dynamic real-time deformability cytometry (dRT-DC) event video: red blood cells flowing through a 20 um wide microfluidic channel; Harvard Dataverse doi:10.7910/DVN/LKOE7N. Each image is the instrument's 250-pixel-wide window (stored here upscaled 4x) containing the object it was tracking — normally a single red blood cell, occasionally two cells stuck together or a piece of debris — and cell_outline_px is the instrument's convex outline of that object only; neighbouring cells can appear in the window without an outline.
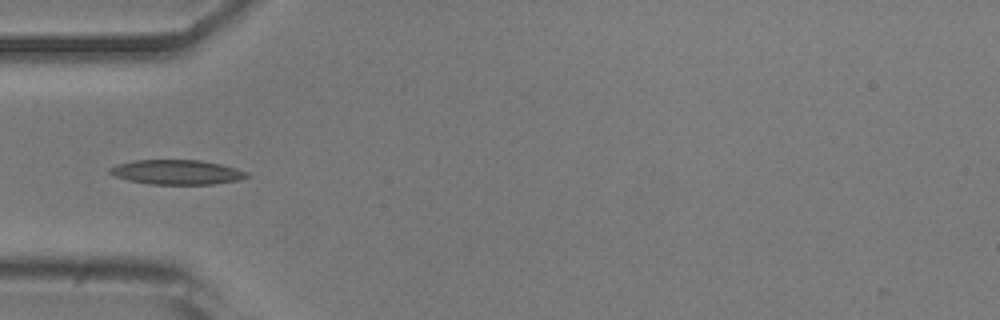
{"species": "common noctule bat (a hibernating species)", "species_latin": "Nyctalus noctula", "temperature_condition": "room temperature", "stored_images_in_passage": 4, "camera_frame_rate_fps": 3000, "um_per_image_px": 0.085, "animal": {"sex": "male", "body_mass_g": 20.5, "forearm_length_mm": 52.5}, "frame": {"image": 1, "passage_image": 1, "time_ms": 0.0, "image_size_px": [1000, 320], "cell_outline_px": [[248, 176], [236, 180], [212, 184], [152, 184], [128, 180], [116, 176], [108, 172], [108, 168], [116, 164], [132, 160], [200, 160], [220, 164], [236, 168], [248, 172]], "centroid_in_image_um": [14.98, 14.62], "position_along_channel_um": 70.0, "area_um2": 19.54}}
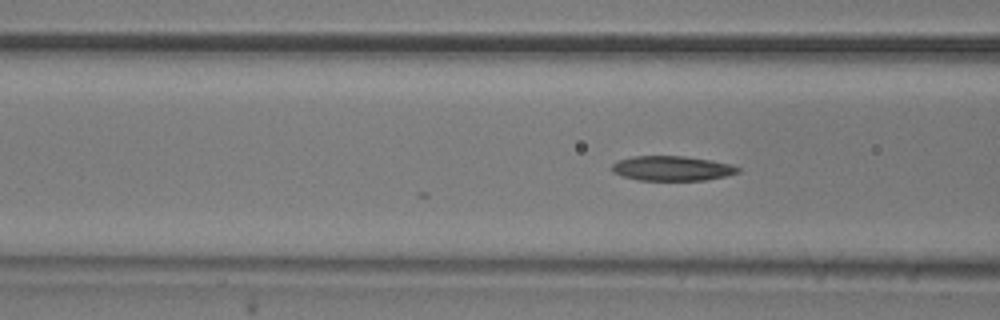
{"frame": {"image": 2, "passage_image": 4, "time_ms": 1.0, "image_size_px": [1000, 320], "cell_outline_px": [[740, 172], [724, 176], [704, 180], [640, 180], [624, 176], [612, 172], [612, 164], [620, 160], [632, 156], [684, 156], [712, 160], [732, 164], [740, 168]], "centroid_in_image_um": [57.15, 14.3], "position_along_channel_um": 109.5, "area_um2": 18.09}}